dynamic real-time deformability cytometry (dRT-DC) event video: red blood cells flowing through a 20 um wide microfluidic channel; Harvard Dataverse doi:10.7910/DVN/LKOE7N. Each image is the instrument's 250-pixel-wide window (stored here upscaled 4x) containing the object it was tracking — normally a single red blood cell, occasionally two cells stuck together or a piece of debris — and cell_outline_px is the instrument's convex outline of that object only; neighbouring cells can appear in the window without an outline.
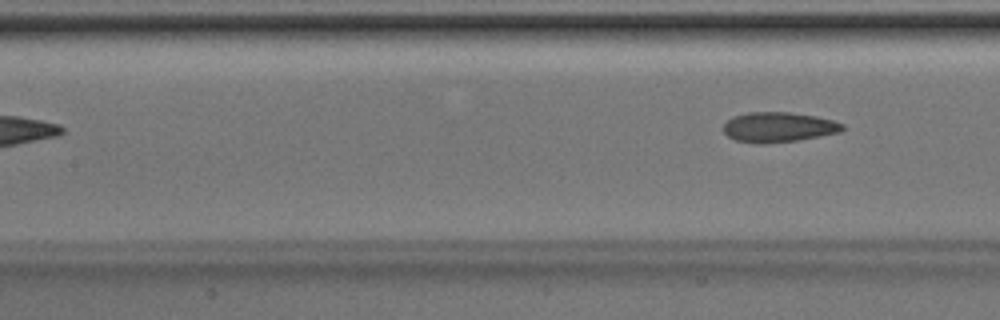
{"species": "Egyptian fruit bat (a non-hibernating species)", "species_latin": "Rousettus aegyptiacus", "temperature_condition": "room temperature", "stored_images_in_passage": 5, "camera_frame_rate_fps": 3000, "um_per_image_px": 0.085, "animal": {"sex": "male"}, "frame": {"image": 1, "passage_image": 5, "time_ms": 1.333, "image_size_px": [1000, 320], "cell_outline_px": [[844, 128], [840, 132], [796, 140], [736, 140], [728, 136], [724, 132], [724, 124], [732, 116], [748, 112], [788, 112], [816, 116], [832, 120], [844, 124]], "centroid_in_image_um": [66.21, 10.74], "position_along_channel_um": 141.2, "area_um2": 19.77}}